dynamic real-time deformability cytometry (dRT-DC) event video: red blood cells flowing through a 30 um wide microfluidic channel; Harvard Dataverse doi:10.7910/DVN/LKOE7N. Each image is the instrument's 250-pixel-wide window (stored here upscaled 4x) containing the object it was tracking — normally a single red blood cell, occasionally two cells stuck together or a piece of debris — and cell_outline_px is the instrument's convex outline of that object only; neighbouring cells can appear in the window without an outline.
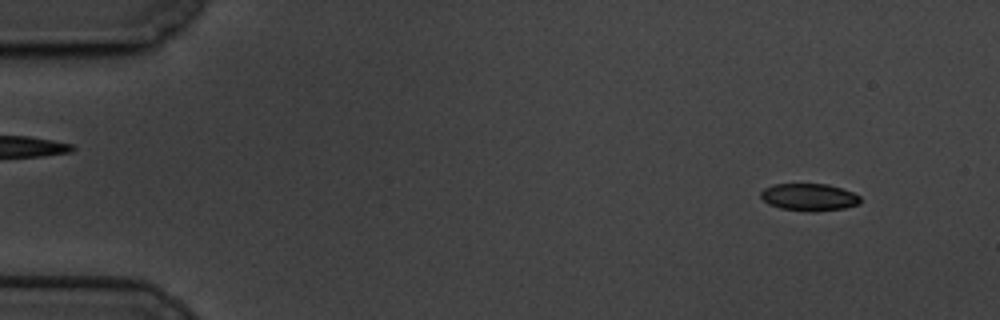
{"species": "common noctule bat (a hibernating species)", "species_latin": "Nyctalus noctula", "temperature_condition": "cold", "stored_images_in_passage": 14, "camera_frame_rate_fps": 3000, "um_per_image_px": 0.085, "animal": {"sex": "male", "body_mass_g": 19.5, "forearm_length_mm": 54.6}, "frame": {"image": 1, "passage_image": 2, "time_ms": 0.333, "image_size_px": [1000, 320], "cell_outline_px": [[860, 204], [844, 208], [812, 212], [780, 208], [768, 204], [760, 196], [760, 192], [764, 188], [772, 184], [828, 184], [852, 192], [860, 196]], "centroid_in_image_um": [68.76, 16.76], "position_along_channel_um": 16.2, "area_um2": 15.84}}
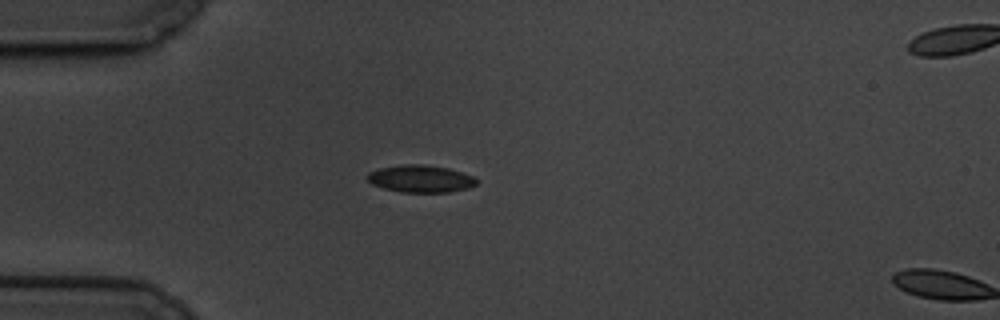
{"frame": {"image": 2, "passage_image": 13, "time_ms": 4.0, "image_size_px": [1000, 320], "cell_outline_px": [[476, 184], [468, 188], [448, 192], [400, 192], [384, 188], [372, 184], [364, 176], [368, 172], [380, 168], [400, 164], [424, 164], [448, 168], [472, 176], [476, 180]], "centroid_in_image_um": [35.69, 15.18], "position_along_channel_um": 49.3, "area_um2": 17.34}}